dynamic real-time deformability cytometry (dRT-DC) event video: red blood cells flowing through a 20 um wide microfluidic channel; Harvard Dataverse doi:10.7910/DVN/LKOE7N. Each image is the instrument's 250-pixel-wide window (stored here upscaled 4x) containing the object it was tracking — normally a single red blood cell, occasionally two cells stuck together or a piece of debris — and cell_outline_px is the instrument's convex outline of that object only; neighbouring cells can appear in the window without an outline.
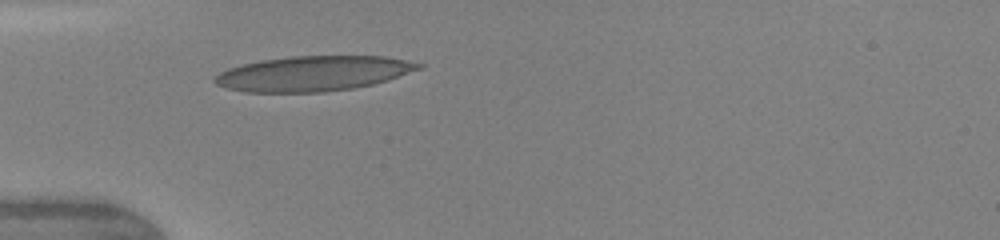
{"species": "human", "species_latin": "Homo sapiens", "temperature_condition": "warm", "stored_images_in_passage": 2, "camera_frame_rate_fps": 3000, "um_per_image_px": 0.085, "donor": {"sex": "female"}, "frame": {"image": 1, "passage_image": 1, "time_ms": 0.0, "image_size_px": [1000, 240], "cell_outline_px": [[424, 68], [388, 80], [372, 84], [352, 88], [324, 92], [244, 92], [228, 88], [216, 84], [212, 80], [220, 72], [228, 68], [240, 64], [260, 60], [292, 56], [384, 56], [424, 64]], "centroid_in_image_um": [26.62, 6.24], "position_along_channel_um": 58.4, "area_um2": 41.67}}